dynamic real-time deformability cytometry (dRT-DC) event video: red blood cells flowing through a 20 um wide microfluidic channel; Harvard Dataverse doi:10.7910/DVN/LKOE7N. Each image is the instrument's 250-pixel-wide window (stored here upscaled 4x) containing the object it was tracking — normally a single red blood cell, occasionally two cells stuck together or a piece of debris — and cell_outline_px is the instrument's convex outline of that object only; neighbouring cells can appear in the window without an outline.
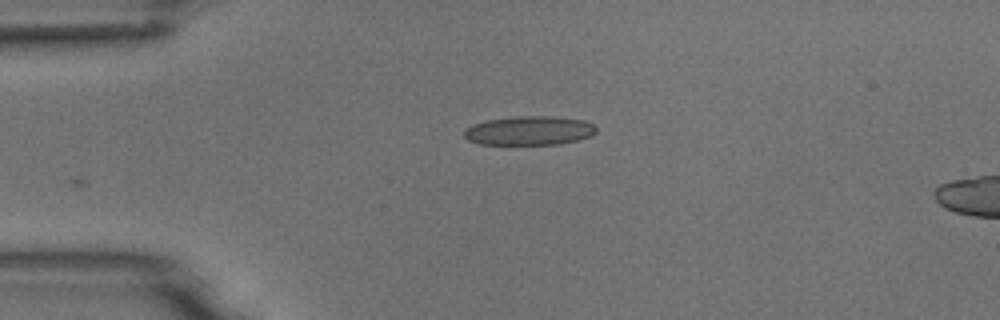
{"species": "common noctule bat (a hibernating species)", "species_latin": "Nyctalus noctula", "temperature_condition": "room temperature", "stored_images_in_passage": 21, "camera_frame_rate_fps": 3000, "um_per_image_px": 0.085, "animal": {"sex": "male", "body_mass_g": 18.8}, "frame": {"image": 1, "passage_image": 1, "time_ms": 0.0, "image_size_px": [1000, 320], "cell_outline_px": [[596, 132], [592, 136], [560, 144], [480, 144], [468, 140], [464, 136], [464, 128], [472, 124], [484, 120], [516, 116], [552, 116], [584, 120], [592, 124], [596, 128]], "centroid_in_image_um": [44.96, 11.09], "position_along_channel_um": 40.0, "area_um2": 22.48}}
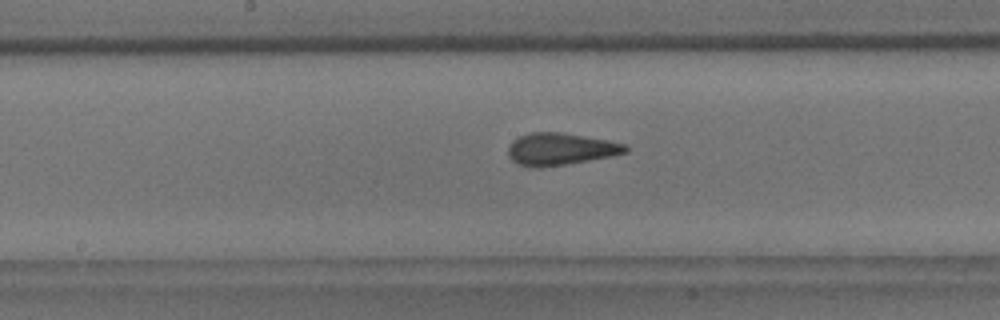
{"frame": {"image": 2, "passage_image": 16, "time_ms": 5.0, "image_size_px": [1000, 320], "cell_outline_px": [[628, 152], [612, 156], [540, 168], [532, 168], [516, 164], [508, 156], [508, 144], [512, 140], [528, 132], [564, 132], [608, 140], [624, 144], [628, 148]], "centroid_in_image_um": [47.58, 12.67], "position_along_channel_um": 200.6, "area_um2": 22.2}}